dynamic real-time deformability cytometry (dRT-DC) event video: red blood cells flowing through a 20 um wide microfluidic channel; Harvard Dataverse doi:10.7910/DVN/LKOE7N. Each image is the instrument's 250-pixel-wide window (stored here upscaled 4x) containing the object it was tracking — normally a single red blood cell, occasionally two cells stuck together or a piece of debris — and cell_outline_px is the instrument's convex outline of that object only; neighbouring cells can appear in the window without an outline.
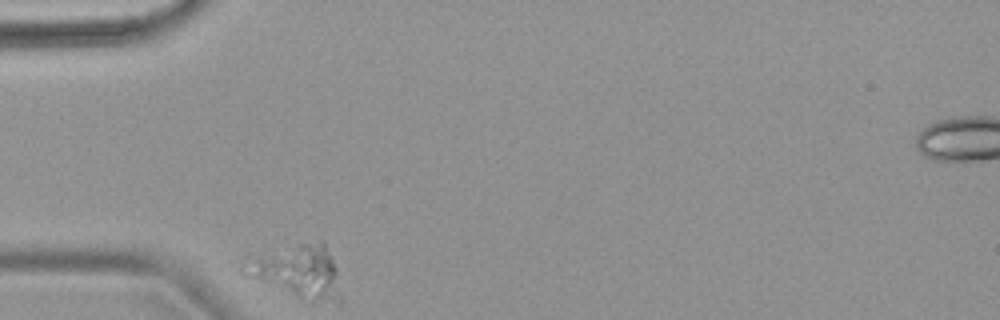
{"species": "common noctule bat (a hibernating species)", "species_latin": "Nyctalus noctula", "temperature_condition": "warm", "stored_images_in_passage": 3, "camera_frame_rate_fps": 3000, "um_per_image_px": 0.085, "animal": {"sex": "female", "body_mass_g": 18.4}, "frame": {"image": 1, "passage_image": 1, "time_ms": 0.0, "image_size_px": [1000, 320], "cell_outline_px": [[340, 304], [312, 300], [240, 272], [240, 260], [244, 256], [300, 244], [320, 240], [324, 240], [336, 268], [340, 296]], "centroid_in_image_um": [25.27, 22.99], "position_along_channel_um": 59.7, "area_um2": 29.19}}
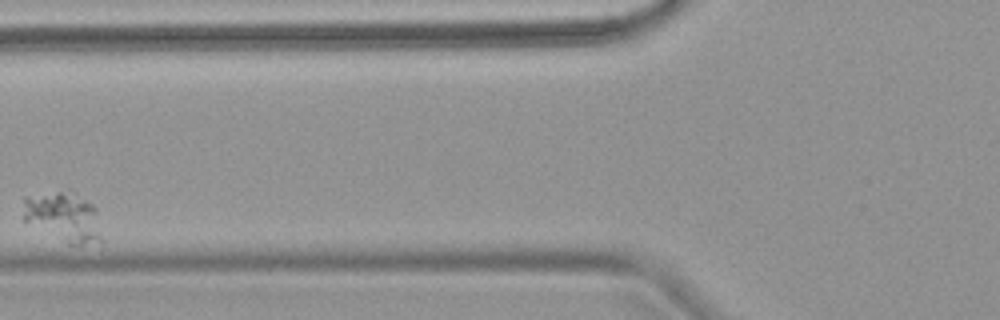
{"frame": {"image": 2, "passage_image": 3, "time_ms": 2.333, "image_size_px": [1000, 320], "cell_outline_px": [[104, 240], [80, 244], [68, 244], [24, 220], [24, 196], [68, 188], [76, 192], [92, 204], [96, 208]], "centroid_in_image_um": [5.44, 18.37], "position_along_channel_um": 120.4, "area_um2": 23.06}}